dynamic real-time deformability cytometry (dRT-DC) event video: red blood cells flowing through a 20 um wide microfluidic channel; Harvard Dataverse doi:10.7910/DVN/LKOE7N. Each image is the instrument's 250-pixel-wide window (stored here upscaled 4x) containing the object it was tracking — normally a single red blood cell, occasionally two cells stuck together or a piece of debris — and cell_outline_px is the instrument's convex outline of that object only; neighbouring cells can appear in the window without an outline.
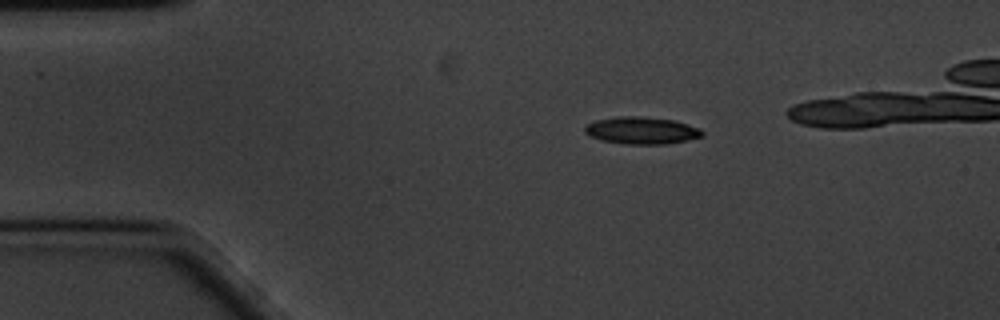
{"species": "common noctule bat (a hibernating species)", "species_latin": "Nyctalus noctula", "temperature_condition": "cold", "stored_images_in_passage": 39, "camera_frame_rate_fps": 3000, "um_per_image_px": 0.085, "animal": {"sex": "male", "body_mass_g": 20.1, "forearm_length_mm": 53.5}, "frame": {"image": 1, "passage_image": 1, "time_ms": 0.0, "image_size_px": [1000, 320], "cell_outline_px": [[704, 136], [664, 144], [628, 144], [600, 140], [588, 136], [584, 132], [584, 124], [596, 120], [616, 116], [640, 116], [676, 120], [700, 128], [704, 132]], "centroid_in_image_um": [54.5, 11.08], "position_along_channel_um": 30.5, "area_um2": 18.79}}
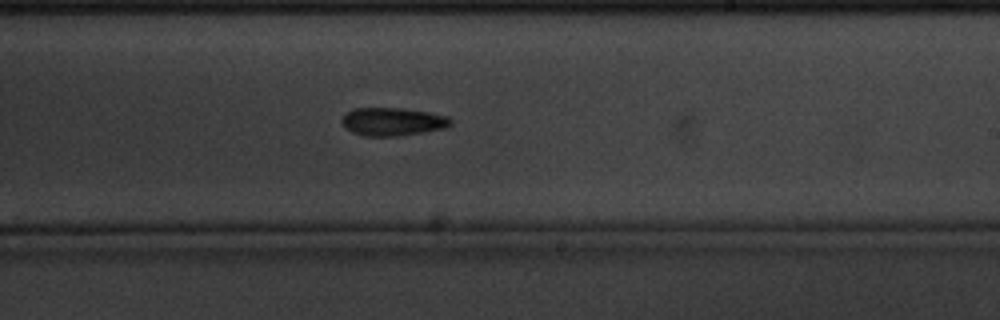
{"frame": {"image": 2, "passage_image": 25, "time_ms": 8.0, "image_size_px": [1000, 320], "cell_outline_px": [[452, 124], [448, 128], [424, 132], [396, 136], [364, 136], [352, 132], [344, 128], [340, 120], [352, 108], [400, 108], [428, 112], [448, 116], [452, 120]], "centroid_in_image_um": [33.38, 10.34], "position_along_channel_um": 255.6, "area_um2": 17.98}}
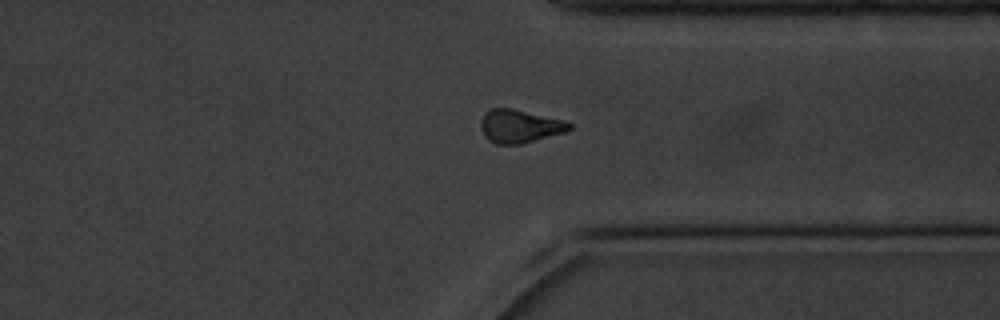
{"frame": {"image": 3, "passage_image": 35, "time_ms": 11.333, "image_size_px": [1000, 320], "cell_outline_px": [[572, 128], [564, 132], [520, 144], [496, 144], [488, 140], [484, 136], [480, 128], [480, 120], [484, 112], [492, 108], [512, 108], [564, 120], [572, 124]], "centroid_in_image_um": [44.12, 10.72], "position_along_channel_um": 367.3, "area_um2": 17.17}}